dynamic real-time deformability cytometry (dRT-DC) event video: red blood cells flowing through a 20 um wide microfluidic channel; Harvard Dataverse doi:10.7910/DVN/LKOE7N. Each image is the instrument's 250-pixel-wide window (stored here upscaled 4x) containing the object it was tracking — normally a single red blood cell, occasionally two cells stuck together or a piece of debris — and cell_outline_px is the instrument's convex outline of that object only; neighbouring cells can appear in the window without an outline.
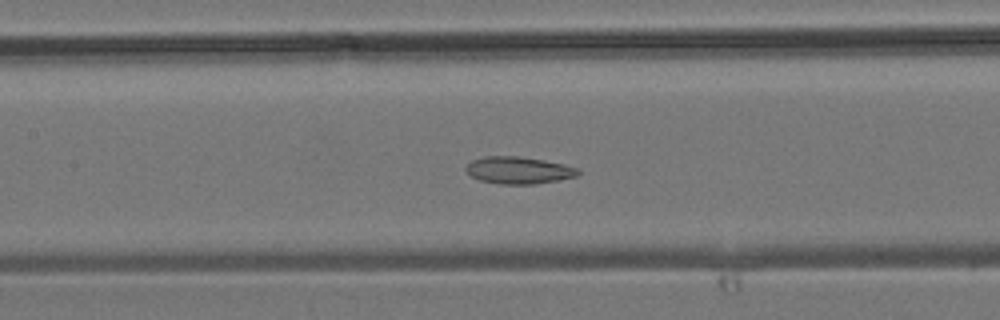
{"species": "common noctule bat (a hibernating species)", "species_latin": "Nyctalus noctula", "temperature_condition": "room temperature", "stored_images_in_passage": 42, "camera_frame_rate_fps": 3000, "um_per_image_px": 0.085, "animal": {"sex": "male", "body_mass_g": 19.2, "forearm_length_mm": 51.8}, "frame": {"image": 1, "passage_image": 19, "time_ms": 6.0, "image_size_px": [1000, 320], "cell_outline_px": [[580, 172], [576, 176], [536, 184], [500, 184], [480, 180], [472, 176], [464, 168], [472, 160], [484, 156], [516, 156], [544, 160], [564, 164], [576, 168]], "centroid_in_image_um": [44.06, 14.47], "position_along_channel_um": 163.3, "area_um2": 17.51}}
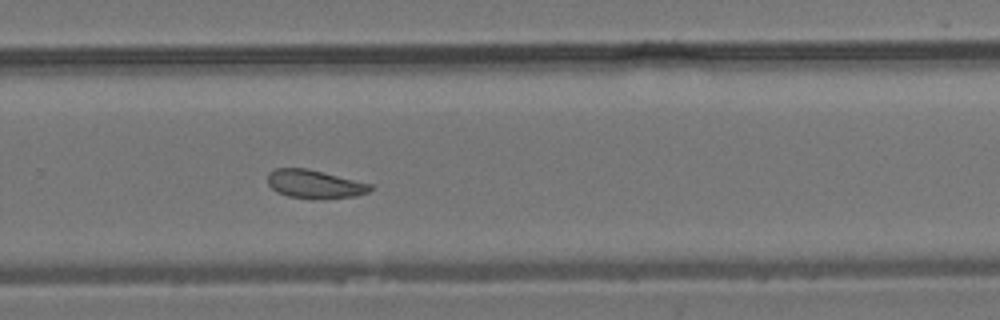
{"frame": {"image": 2, "passage_image": 28, "time_ms": 9.0, "image_size_px": [1000, 320], "cell_outline_px": [[372, 188], [368, 192], [356, 196], [324, 200], [312, 200], [288, 196], [276, 192], [268, 184], [268, 172], [276, 168], [308, 168], [372, 184]], "centroid_in_image_um": [26.74, 15.67], "position_along_channel_um": 303.1, "area_um2": 17.4}}
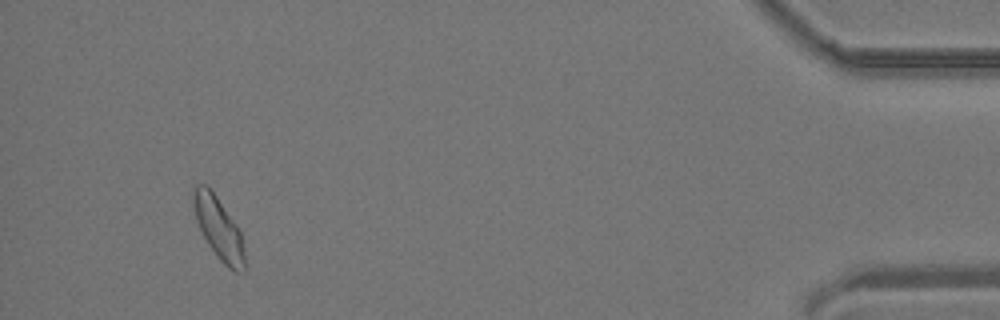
{"frame": {"image": 3, "passage_image": 40, "time_ms": 13.0, "image_size_px": [1000, 320], "cell_outline_px": [[244, 272], [232, 272], [216, 256], [208, 244], [196, 220], [192, 200], [192, 188], [196, 184], [208, 184], [236, 224], [240, 232], [244, 252]], "centroid_in_image_um": [18.56, 19.37], "position_along_channel_um": 416.6, "area_um2": 18.55}}